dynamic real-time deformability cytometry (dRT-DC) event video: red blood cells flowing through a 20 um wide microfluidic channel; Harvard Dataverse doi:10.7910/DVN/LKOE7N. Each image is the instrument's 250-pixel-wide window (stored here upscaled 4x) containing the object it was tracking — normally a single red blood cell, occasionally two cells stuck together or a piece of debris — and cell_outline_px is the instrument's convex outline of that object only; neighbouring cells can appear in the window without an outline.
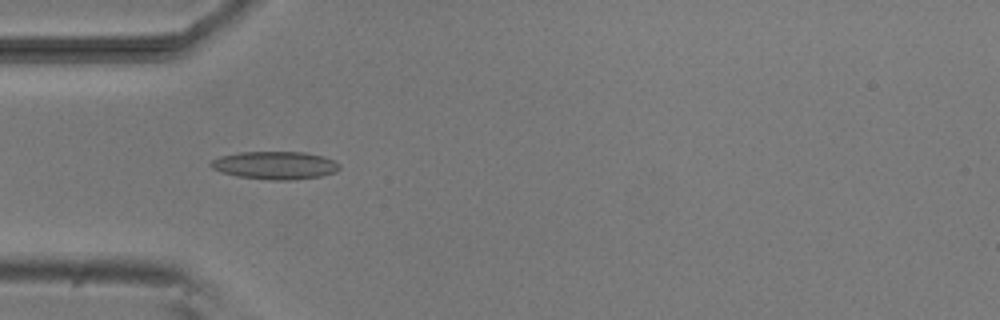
{"species": "common noctule bat (a hibernating species)", "species_latin": "Nyctalus noctula", "temperature_condition": "room temperature", "stored_images_in_passage": 5, "camera_frame_rate_fps": 3000, "um_per_image_px": 0.085, "animal": {"sex": "male", "body_mass_g": 20.5, "forearm_length_mm": 52.5}, "frame": {"image": 1, "passage_image": 4, "time_ms": 4.333, "image_size_px": [1000, 320], "cell_outline_px": [[340, 168], [336, 172], [320, 176], [292, 180], [272, 180], [236, 176], [220, 172], [212, 168], [208, 164], [212, 160], [220, 156], [240, 152], [304, 152], [324, 156], [336, 160], [340, 164]], "centroid_in_image_um": [23.4, 14.05], "position_along_channel_um": 61.6, "area_um2": 21.1}}
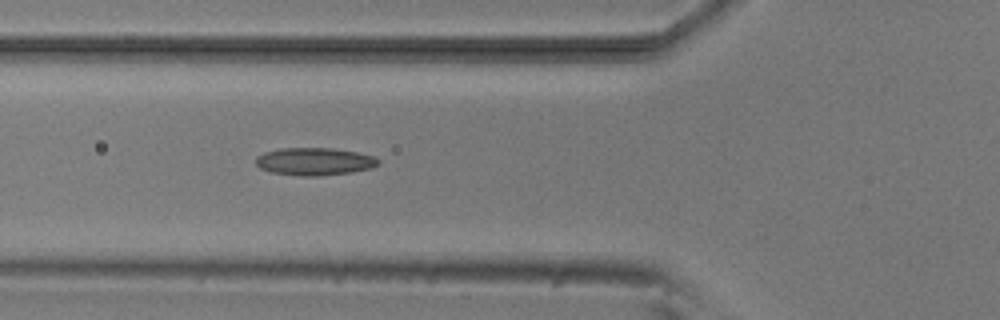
{"frame": {"image": 2, "passage_image": 5, "time_ms": 5.333, "image_size_px": [1000, 320], "cell_outline_px": [[380, 164], [372, 168], [352, 172], [316, 176], [304, 176], [272, 172], [260, 168], [256, 164], [256, 156], [264, 152], [280, 148], [332, 148], [356, 152], [372, 156], [380, 160]], "centroid_in_image_um": [26.74, 13.72], "position_along_channel_um": 99.1, "area_um2": 19.65}}